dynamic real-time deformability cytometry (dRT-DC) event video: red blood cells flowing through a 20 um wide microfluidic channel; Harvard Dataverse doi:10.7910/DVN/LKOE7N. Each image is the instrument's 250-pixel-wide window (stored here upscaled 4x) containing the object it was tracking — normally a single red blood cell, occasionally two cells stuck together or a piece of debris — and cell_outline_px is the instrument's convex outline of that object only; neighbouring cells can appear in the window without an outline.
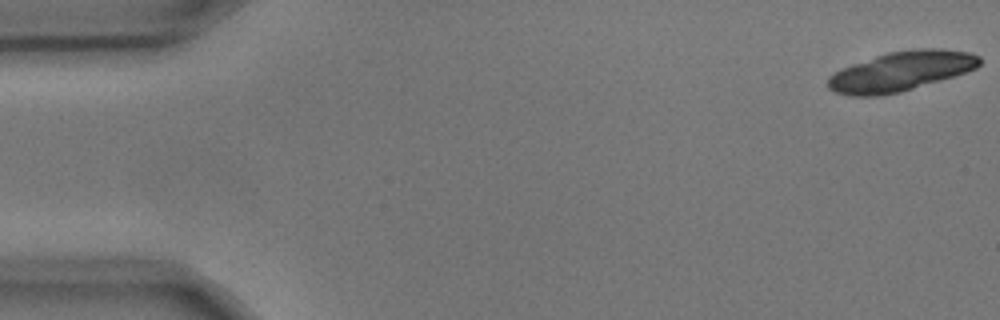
{"species": "common noctule bat (a hibernating species)", "species_latin": "Nyctalus noctula", "temperature_condition": "cold", "stored_images_in_passage": 5, "camera_frame_rate_fps": 3000, "um_per_image_px": 0.085, "animal": {"sex": "male", "body_mass_g": 17.9, "forearm_length_mm": 54.2}, "frame": {"image": 1, "passage_image": 1, "time_ms": 0.0, "image_size_px": [1000, 320], "cell_outline_px": [[980, 64], [976, 68], [952, 76], [900, 92], [880, 96], [848, 96], [836, 92], [828, 88], [828, 80], [836, 72], [844, 68], [876, 56], [888, 52], [916, 48], [936, 48], [968, 52], [980, 56]], "centroid_in_image_um": [76.59, 6.06], "position_along_channel_um": 8.4, "area_um2": 34.33}}